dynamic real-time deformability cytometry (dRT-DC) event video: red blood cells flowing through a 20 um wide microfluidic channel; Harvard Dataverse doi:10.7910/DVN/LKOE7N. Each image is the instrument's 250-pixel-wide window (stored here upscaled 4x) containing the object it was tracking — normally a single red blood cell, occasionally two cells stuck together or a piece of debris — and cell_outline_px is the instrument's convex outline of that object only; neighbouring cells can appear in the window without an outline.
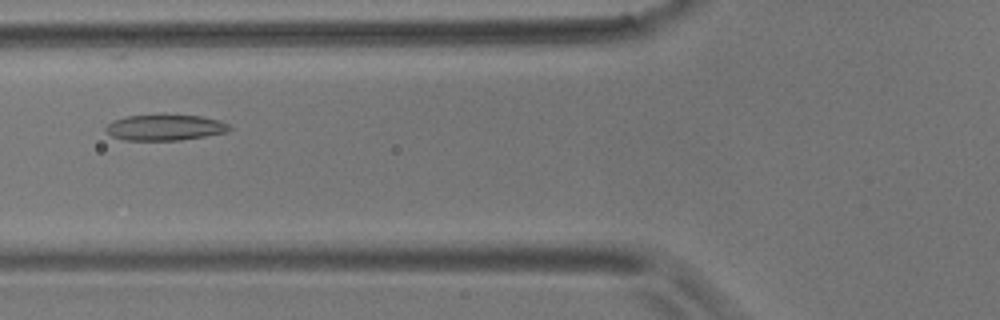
{"species": "common noctule bat (a hibernating species)", "species_latin": "Nyctalus noctula", "temperature_condition": "room temperature", "stored_images_in_passage": 9, "camera_frame_rate_fps": 3000, "um_per_image_px": 0.085, "animal": {"sex": "male", "body_mass_g": 17.9}, "frame": {"image": 1, "passage_image": 6, "time_ms": 5.667, "image_size_px": [1000, 320], "cell_outline_px": [[232, 128], [228, 132], [180, 140], [124, 140], [112, 136], [104, 128], [112, 120], [128, 116], [200, 116], [220, 120], [228, 124]], "centroid_in_image_um": [14.03, 10.85], "position_along_channel_um": 111.8, "area_um2": 18.26}}
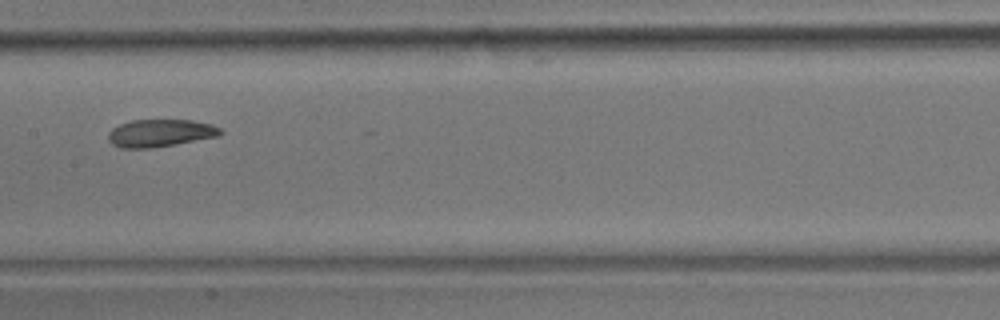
{"frame": {"image": 2, "passage_image": 8, "time_ms": 8.0, "image_size_px": [1000, 320], "cell_outline_px": [[224, 132], [220, 136], [148, 148], [120, 148], [112, 144], [108, 140], [108, 132], [112, 128], [120, 124], [132, 120], [192, 120], [212, 124], [220, 128]], "centroid_in_image_um": [13.61, 11.3], "position_along_channel_um": 193.8, "area_um2": 17.92}}
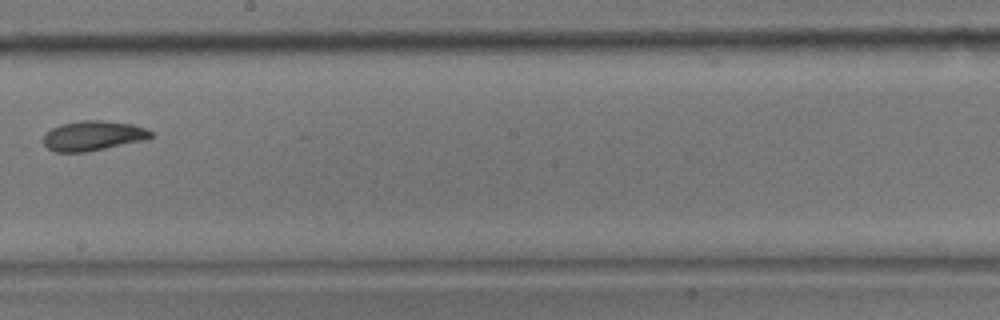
{"frame": {"image": 3, "passage_image": 9, "time_ms": 9.333, "image_size_px": [1000, 320], "cell_outline_px": [[152, 136], [148, 140], [84, 152], [56, 152], [48, 148], [44, 144], [44, 136], [52, 128], [60, 124], [80, 120], [104, 120], [132, 124], [148, 128], [152, 132]], "centroid_in_image_um": [7.96, 11.53], "position_along_channel_um": 240.2, "area_um2": 18.79}}